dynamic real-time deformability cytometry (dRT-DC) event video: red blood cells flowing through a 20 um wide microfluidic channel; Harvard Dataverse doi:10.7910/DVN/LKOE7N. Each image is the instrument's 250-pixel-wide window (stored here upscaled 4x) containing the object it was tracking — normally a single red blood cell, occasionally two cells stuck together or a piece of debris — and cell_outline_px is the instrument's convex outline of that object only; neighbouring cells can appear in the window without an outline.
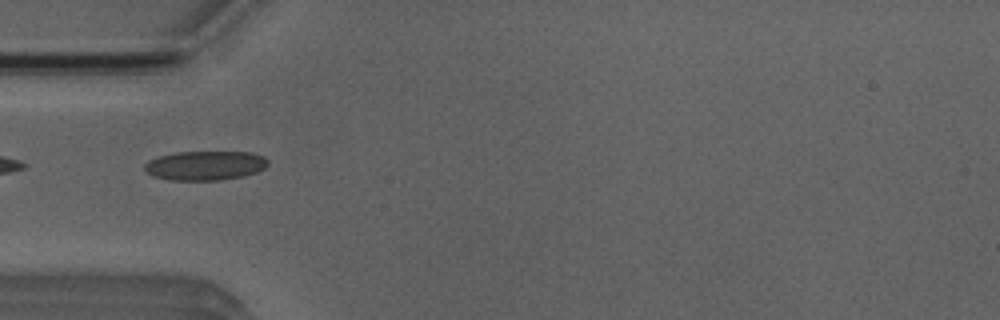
{"species": "Egyptian fruit bat (a non-hibernating species)", "species_latin": "Rousettus aegyptiacus", "temperature_condition": "room temperature", "stored_images_in_passage": 2, "camera_frame_rate_fps": 3000, "um_per_image_px": 0.085, "animal": {"sex": "male"}, "frame": {"image": 1, "passage_image": 2, "time_ms": 1.0, "image_size_px": [1000, 320], "cell_outline_px": [[268, 164], [264, 168], [256, 172], [244, 176], [220, 180], [172, 180], [152, 176], [144, 168], [144, 164], [148, 160], [160, 156], [176, 152], [252, 152], [264, 156], [268, 160]], "centroid_in_image_um": [17.45, 14.07], "position_along_channel_um": 67.5, "area_um2": 21.1}}